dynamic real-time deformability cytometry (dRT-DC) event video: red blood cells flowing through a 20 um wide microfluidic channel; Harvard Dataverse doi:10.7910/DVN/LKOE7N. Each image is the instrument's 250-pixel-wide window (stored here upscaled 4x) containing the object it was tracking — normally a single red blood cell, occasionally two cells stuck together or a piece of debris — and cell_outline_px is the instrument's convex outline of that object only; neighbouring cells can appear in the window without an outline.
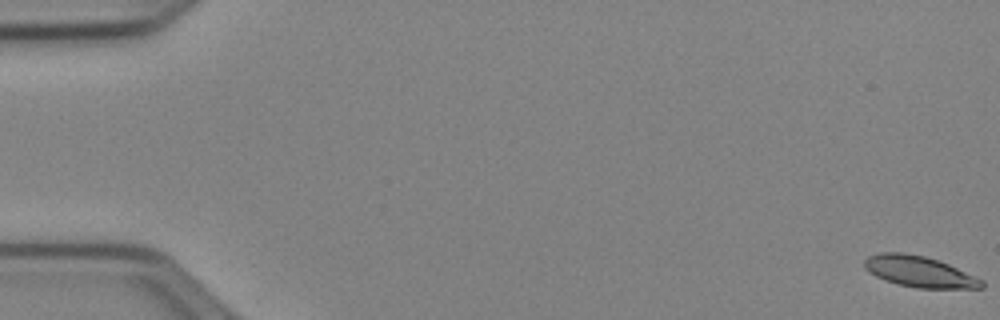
{"species": "Egyptian fruit bat (a non-hibernating species)", "species_latin": "Rousettus aegyptiacus", "temperature_condition": "cold", "stored_images_in_passage": 53, "camera_frame_rate_fps": 3000, "um_per_image_px": 0.085, "animal": {"sex": "female"}, "frame": {"image": 1, "passage_image": 1, "time_ms": 0.0, "image_size_px": [1000, 320], "cell_outline_px": [[984, 288], [916, 288], [884, 280], [868, 272], [864, 268], [864, 260], [868, 256], [880, 252], [904, 252], [924, 256], [948, 264], [984, 280]], "centroid_in_image_um": [78.12, 23.08], "position_along_channel_um": 6.9, "area_um2": 21.15}}
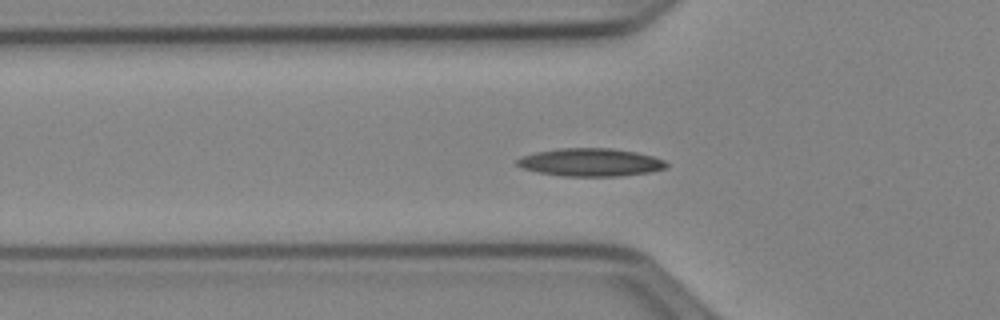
{"frame": {"image": 2, "passage_image": 19, "time_ms": 6.0, "image_size_px": [1000, 320], "cell_outline_px": [[668, 164], [664, 168], [648, 172], [620, 176], [564, 176], [540, 172], [524, 168], [516, 164], [516, 160], [520, 156], [536, 152], [560, 148], [612, 148], [636, 152], [652, 156], [664, 160]], "centroid_in_image_um": [50.18, 13.79], "position_along_channel_um": 75.6, "area_um2": 24.1}}
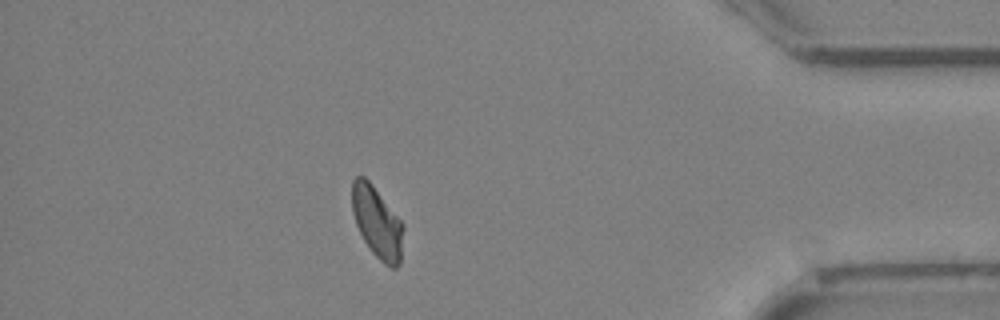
{"frame": {"image": 3, "passage_image": 47, "time_ms": 15.333, "image_size_px": [1000, 320], "cell_outline_px": [[404, 228], [400, 264], [396, 268], [392, 268], [384, 264], [372, 252], [364, 240], [356, 224], [352, 212], [352, 180], [356, 176], [364, 176], [372, 184], [404, 224]], "centroid_in_image_um": [32.06, 18.91], "position_along_channel_um": 403.1, "area_um2": 21.33}, "authors_computed_cell_mechanics": {"area_um2": 21.6172, "velocity_mm_per_s": 3.9313, "shape_relaxation_time_tau1_ms": null, "shape_relaxation_time_tau2_ms": 8.292, "deformation_change_tau1": null, "deformation_change_tau2": 0.1459}}